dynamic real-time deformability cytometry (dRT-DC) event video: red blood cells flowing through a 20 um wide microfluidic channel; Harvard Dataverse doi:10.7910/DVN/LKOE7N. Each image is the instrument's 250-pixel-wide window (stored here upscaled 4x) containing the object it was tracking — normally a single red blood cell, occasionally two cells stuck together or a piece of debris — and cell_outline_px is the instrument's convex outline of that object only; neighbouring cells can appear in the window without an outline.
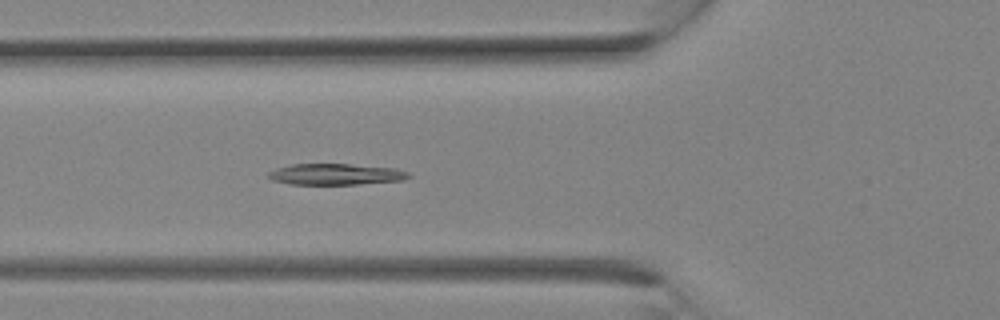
{"species": "Egyptian fruit bat (a non-hibernating species)", "species_latin": "Rousettus aegyptiacus", "temperature_condition": "room temperature", "stored_images_in_passage": 10, "camera_frame_rate_fps": 3000, "um_per_image_px": 0.085, "animal": {"sex": "female"}, "frame": {"image": 1, "passage_image": 10, "time_ms": 3.0, "image_size_px": [1000, 320], "cell_outline_px": [[412, 176], [404, 180], [356, 184], [292, 184], [272, 180], [268, 176], [268, 172], [276, 168], [292, 164], [348, 164], [396, 168], [412, 172]], "centroid_in_image_um": [28.59, 14.81], "position_along_channel_um": 97.2, "area_um2": 17.34}}